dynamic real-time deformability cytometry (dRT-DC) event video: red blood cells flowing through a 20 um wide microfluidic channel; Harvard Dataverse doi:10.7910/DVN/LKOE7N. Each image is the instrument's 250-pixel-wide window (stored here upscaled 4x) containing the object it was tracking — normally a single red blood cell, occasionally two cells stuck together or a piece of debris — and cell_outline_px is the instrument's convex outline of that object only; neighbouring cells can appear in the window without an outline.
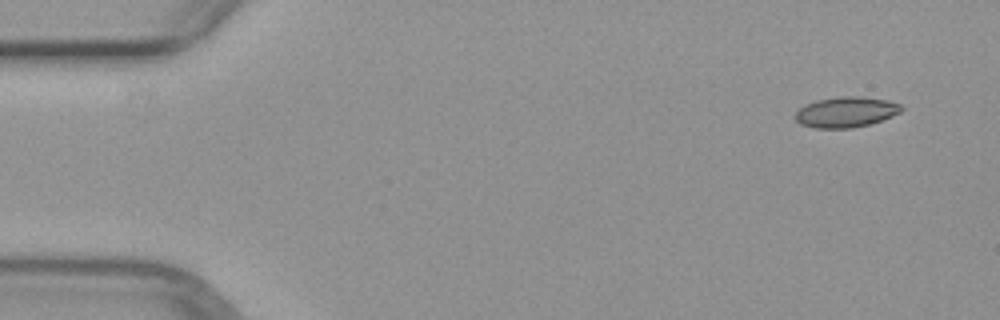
{"species": "common noctule bat (a hibernating species)", "species_latin": "Nyctalus noctula", "temperature_condition": "warm", "stored_images_in_passage": 3, "camera_frame_rate_fps": 3000, "um_per_image_px": 0.085, "animal": {"sex": "female", "body_mass_g": 29.2, "forearm_length_mm": 56.3}, "frame": {"image": 1, "passage_image": 1, "time_ms": 0.0, "image_size_px": [1000, 320], "cell_outline_px": [[904, 108], [900, 112], [892, 116], [868, 124], [852, 128], [816, 128], [800, 124], [796, 120], [796, 112], [804, 104], [816, 100], [840, 96], [860, 96], [888, 100], [900, 104]], "centroid_in_image_um": [71.9, 9.51], "position_along_channel_um": 13.1, "area_um2": 18.84}}